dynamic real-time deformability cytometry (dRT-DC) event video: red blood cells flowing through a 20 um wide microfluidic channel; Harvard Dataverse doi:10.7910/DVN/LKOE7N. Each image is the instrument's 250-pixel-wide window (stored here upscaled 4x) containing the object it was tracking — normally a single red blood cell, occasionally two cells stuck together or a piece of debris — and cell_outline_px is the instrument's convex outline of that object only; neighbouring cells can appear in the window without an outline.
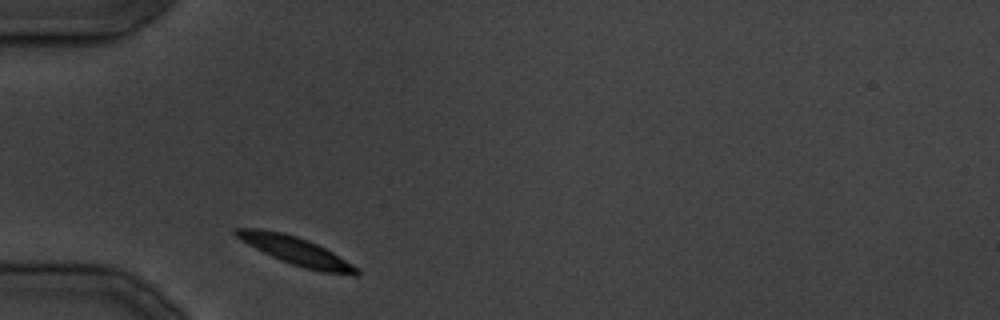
{"species": "common noctule bat (a hibernating species)", "species_latin": "Nyctalus noctula", "temperature_condition": "cold", "stored_images_in_passage": 4, "camera_frame_rate_fps": 3000, "um_per_image_px": 0.085, "animal": {"sex": "male", "body_mass_g": 19.5, "forearm_length_mm": 54.6}, "frame": {"image": 1, "passage_image": 1, "time_ms": 0.0, "image_size_px": [1000, 320], "cell_outline_px": [[360, 272], [356, 276], [352, 276], [324, 272], [304, 268], [280, 260], [240, 240], [232, 232], [232, 228], [260, 228], [284, 232], [308, 240], [332, 252], [360, 268]], "centroid_in_image_um": [25.16, 21.33], "position_along_channel_um": 59.8, "area_um2": 19.83}}